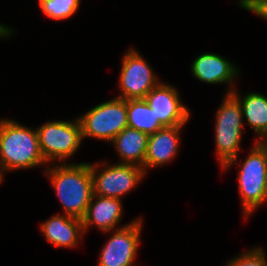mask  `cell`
I'll use <instances>...</instances> for the list:
<instances>
[{"label":"cell","mask_w":267,"mask_h":266,"mask_svg":"<svg viewBox=\"0 0 267 266\" xmlns=\"http://www.w3.org/2000/svg\"><path fill=\"white\" fill-rule=\"evenodd\" d=\"M64 214L82 219L92 199L93 183L90 163L64 164L45 169Z\"/></svg>","instance_id":"cell-1"},{"label":"cell","mask_w":267,"mask_h":266,"mask_svg":"<svg viewBox=\"0 0 267 266\" xmlns=\"http://www.w3.org/2000/svg\"><path fill=\"white\" fill-rule=\"evenodd\" d=\"M47 164L43 158L36 129L16 121L0 120V176L4 171L29 169Z\"/></svg>","instance_id":"cell-2"},{"label":"cell","mask_w":267,"mask_h":266,"mask_svg":"<svg viewBox=\"0 0 267 266\" xmlns=\"http://www.w3.org/2000/svg\"><path fill=\"white\" fill-rule=\"evenodd\" d=\"M243 114L238 100L232 94H225L216 111L215 143L221 169H228L235 162L242 139Z\"/></svg>","instance_id":"cell-3"},{"label":"cell","mask_w":267,"mask_h":266,"mask_svg":"<svg viewBox=\"0 0 267 266\" xmlns=\"http://www.w3.org/2000/svg\"><path fill=\"white\" fill-rule=\"evenodd\" d=\"M237 179L243 213L249 217L267 201V147L262 142L255 141Z\"/></svg>","instance_id":"cell-4"},{"label":"cell","mask_w":267,"mask_h":266,"mask_svg":"<svg viewBox=\"0 0 267 266\" xmlns=\"http://www.w3.org/2000/svg\"><path fill=\"white\" fill-rule=\"evenodd\" d=\"M79 121L82 139L89 136L112 142L123 129L128 127L127 100L115 97L100 103L81 115Z\"/></svg>","instance_id":"cell-5"},{"label":"cell","mask_w":267,"mask_h":266,"mask_svg":"<svg viewBox=\"0 0 267 266\" xmlns=\"http://www.w3.org/2000/svg\"><path fill=\"white\" fill-rule=\"evenodd\" d=\"M36 131L46 163L69 158L82 142L81 123L78 117L73 121H50L36 128Z\"/></svg>","instance_id":"cell-6"},{"label":"cell","mask_w":267,"mask_h":266,"mask_svg":"<svg viewBox=\"0 0 267 266\" xmlns=\"http://www.w3.org/2000/svg\"><path fill=\"white\" fill-rule=\"evenodd\" d=\"M103 168H102V167ZM105 166V167H104ZM101 167V172H98ZM93 194L121 199L129 193L146 175L144 168L134 164L90 163Z\"/></svg>","instance_id":"cell-7"},{"label":"cell","mask_w":267,"mask_h":266,"mask_svg":"<svg viewBox=\"0 0 267 266\" xmlns=\"http://www.w3.org/2000/svg\"><path fill=\"white\" fill-rule=\"evenodd\" d=\"M121 66L119 87L122 93L118 98L144 99L160 83L147 61L133 48L124 54Z\"/></svg>","instance_id":"cell-8"},{"label":"cell","mask_w":267,"mask_h":266,"mask_svg":"<svg viewBox=\"0 0 267 266\" xmlns=\"http://www.w3.org/2000/svg\"><path fill=\"white\" fill-rule=\"evenodd\" d=\"M142 219L118 227L103 246L98 266H135L133 265L140 244Z\"/></svg>","instance_id":"cell-9"},{"label":"cell","mask_w":267,"mask_h":266,"mask_svg":"<svg viewBox=\"0 0 267 266\" xmlns=\"http://www.w3.org/2000/svg\"><path fill=\"white\" fill-rule=\"evenodd\" d=\"M177 91L173 86L160 82L144 97L164 127L185 125L190 118L191 113L182 104Z\"/></svg>","instance_id":"cell-10"},{"label":"cell","mask_w":267,"mask_h":266,"mask_svg":"<svg viewBox=\"0 0 267 266\" xmlns=\"http://www.w3.org/2000/svg\"><path fill=\"white\" fill-rule=\"evenodd\" d=\"M184 125L164 127L148 136L147 152L144 161L146 169L165 165L178 154L180 132Z\"/></svg>","instance_id":"cell-11"},{"label":"cell","mask_w":267,"mask_h":266,"mask_svg":"<svg viewBox=\"0 0 267 266\" xmlns=\"http://www.w3.org/2000/svg\"><path fill=\"white\" fill-rule=\"evenodd\" d=\"M123 214V204L118 198L93 195L82 217L84 232L95 225L101 232L112 231Z\"/></svg>","instance_id":"cell-12"},{"label":"cell","mask_w":267,"mask_h":266,"mask_svg":"<svg viewBox=\"0 0 267 266\" xmlns=\"http://www.w3.org/2000/svg\"><path fill=\"white\" fill-rule=\"evenodd\" d=\"M195 78L209 84H231L238 77V68L231 61L215 53L198 55L191 65Z\"/></svg>","instance_id":"cell-13"},{"label":"cell","mask_w":267,"mask_h":266,"mask_svg":"<svg viewBox=\"0 0 267 266\" xmlns=\"http://www.w3.org/2000/svg\"><path fill=\"white\" fill-rule=\"evenodd\" d=\"M40 227L46 241L56 247L74 248L85 233L81 219L65 214L50 217Z\"/></svg>","instance_id":"cell-14"},{"label":"cell","mask_w":267,"mask_h":266,"mask_svg":"<svg viewBox=\"0 0 267 266\" xmlns=\"http://www.w3.org/2000/svg\"><path fill=\"white\" fill-rule=\"evenodd\" d=\"M232 88L226 94H232L238 100L243 117L258 135L256 141L267 140V97L257 92L241 97L233 86Z\"/></svg>","instance_id":"cell-15"},{"label":"cell","mask_w":267,"mask_h":266,"mask_svg":"<svg viewBox=\"0 0 267 266\" xmlns=\"http://www.w3.org/2000/svg\"><path fill=\"white\" fill-rule=\"evenodd\" d=\"M119 153L122 162L144 168L148 135L134 128L126 127L111 142Z\"/></svg>","instance_id":"cell-16"},{"label":"cell","mask_w":267,"mask_h":266,"mask_svg":"<svg viewBox=\"0 0 267 266\" xmlns=\"http://www.w3.org/2000/svg\"><path fill=\"white\" fill-rule=\"evenodd\" d=\"M127 121L128 127L139 130L148 136L164 128L145 99L127 100Z\"/></svg>","instance_id":"cell-17"},{"label":"cell","mask_w":267,"mask_h":266,"mask_svg":"<svg viewBox=\"0 0 267 266\" xmlns=\"http://www.w3.org/2000/svg\"><path fill=\"white\" fill-rule=\"evenodd\" d=\"M43 13L54 20H64L76 13L80 0H39Z\"/></svg>","instance_id":"cell-18"},{"label":"cell","mask_w":267,"mask_h":266,"mask_svg":"<svg viewBox=\"0 0 267 266\" xmlns=\"http://www.w3.org/2000/svg\"><path fill=\"white\" fill-rule=\"evenodd\" d=\"M261 247H257L227 261L226 266H267V256Z\"/></svg>","instance_id":"cell-19"},{"label":"cell","mask_w":267,"mask_h":266,"mask_svg":"<svg viewBox=\"0 0 267 266\" xmlns=\"http://www.w3.org/2000/svg\"><path fill=\"white\" fill-rule=\"evenodd\" d=\"M248 11L267 20V0H258Z\"/></svg>","instance_id":"cell-20"},{"label":"cell","mask_w":267,"mask_h":266,"mask_svg":"<svg viewBox=\"0 0 267 266\" xmlns=\"http://www.w3.org/2000/svg\"><path fill=\"white\" fill-rule=\"evenodd\" d=\"M13 33V30L10 29L9 27H6L3 24H0V38L2 39V37H9V35L11 36Z\"/></svg>","instance_id":"cell-21"},{"label":"cell","mask_w":267,"mask_h":266,"mask_svg":"<svg viewBox=\"0 0 267 266\" xmlns=\"http://www.w3.org/2000/svg\"><path fill=\"white\" fill-rule=\"evenodd\" d=\"M258 0H240L238 1L242 8L249 10Z\"/></svg>","instance_id":"cell-22"},{"label":"cell","mask_w":267,"mask_h":266,"mask_svg":"<svg viewBox=\"0 0 267 266\" xmlns=\"http://www.w3.org/2000/svg\"><path fill=\"white\" fill-rule=\"evenodd\" d=\"M267 147V140L261 141Z\"/></svg>","instance_id":"cell-23"},{"label":"cell","mask_w":267,"mask_h":266,"mask_svg":"<svg viewBox=\"0 0 267 266\" xmlns=\"http://www.w3.org/2000/svg\"><path fill=\"white\" fill-rule=\"evenodd\" d=\"M4 179L0 176V183L3 181Z\"/></svg>","instance_id":"cell-24"}]
</instances>
